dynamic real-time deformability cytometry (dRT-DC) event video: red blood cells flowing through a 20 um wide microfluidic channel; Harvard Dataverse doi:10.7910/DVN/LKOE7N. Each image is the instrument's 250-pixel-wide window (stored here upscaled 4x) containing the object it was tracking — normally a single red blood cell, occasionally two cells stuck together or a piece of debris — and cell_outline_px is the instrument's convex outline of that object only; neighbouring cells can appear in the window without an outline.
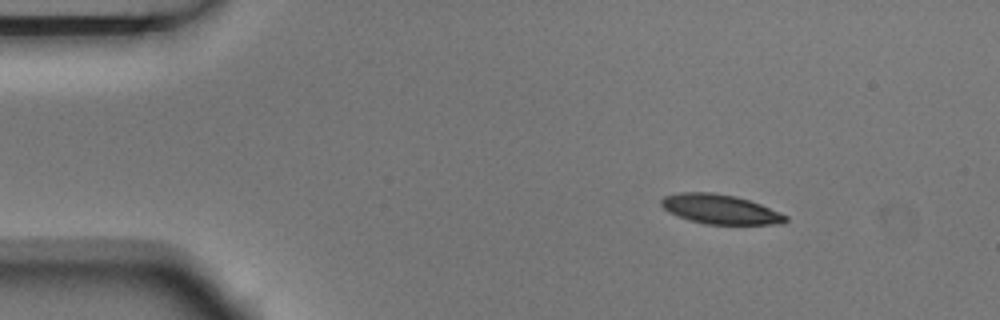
{"species": "Egyptian fruit bat (a non-hibernating species)", "species_latin": "Rousettus aegyptiacus", "temperature_condition": "room temperature", "stored_images_in_passage": 4, "camera_frame_rate_fps": 3000, "um_per_image_px": 0.085, "animal": {"sex": "male"}, "frame": {"image": 1, "passage_image": 1, "time_ms": 0.0, "image_size_px": [1000, 320], "cell_outline_px": [[788, 220], [784, 224], [704, 224], [688, 220], [668, 212], [660, 204], [660, 200], [664, 196], [680, 192], [712, 192], [736, 196], [760, 204], [788, 216]], "centroid_in_image_um": [61.19, 17.78], "position_along_channel_um": 23.8, "area_um2": 21.44}}
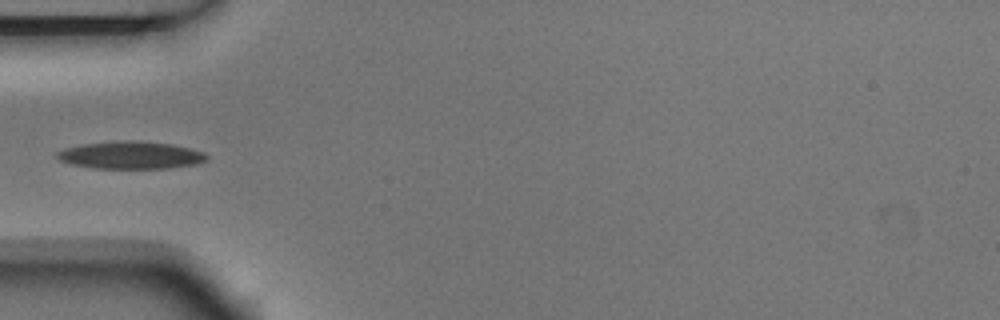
{"frame": {"image": 2, "passage_image": 4, "time_ms": 1.0, "image_size_px": [1000, 320], "cell_outline_px": [[208, 160], [196, 164], [168, 168], [92, 168], [72, 164], [60, 160], [56, 156], [56, 152], [64, 148], [80, 144], [116, 140], [136, 140], [172, 144], [204, 152], [208, 156]], "centroid_in_image_um": [11.09, 13.17], "position_along_channel_um": 73.9, "area_um2": 24.16}}